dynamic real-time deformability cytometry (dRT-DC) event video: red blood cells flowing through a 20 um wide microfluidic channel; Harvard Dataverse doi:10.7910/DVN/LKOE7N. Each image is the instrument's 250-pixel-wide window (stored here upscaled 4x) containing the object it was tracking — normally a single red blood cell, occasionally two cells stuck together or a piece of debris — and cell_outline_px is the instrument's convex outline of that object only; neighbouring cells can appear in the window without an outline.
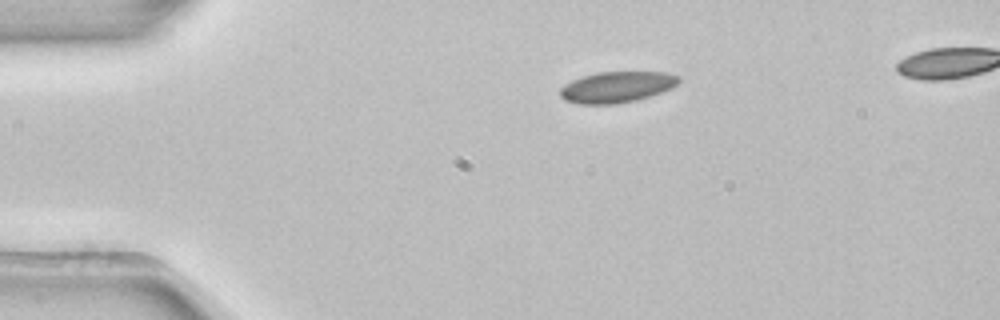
{"species": "common noctule bat (a hibernating species)", "species_latin": "Nyctalus noctula", "temperature_condition": "room temperature", "stored_images_in_passage": 3, "segment_of_instrument_passage": [1, 2], "camera_frame_rate_fps": 3000, "um_per_image_px": 0.085, "animal": {"sex": "female", "body_mass_g": 22.7, "forearm_length_mm": 54.2}, "frame": {"image": 1, "passage_image": 1, "time_ms": 0.0, "image_size_px": [1000, 320], "cell_outline_px": [[680, 80], [672, 88], [636, 100], [616, 104], [580, 104], [564, 100], [560, 96], [560, 88], [564, 84], [572, 80], [596, 72], [668, 72], [676, 76]], "centroid_in_image_um": [52.39, 7.4], "position_along_channel_um": 32.6, "area_um2": 21.33}}